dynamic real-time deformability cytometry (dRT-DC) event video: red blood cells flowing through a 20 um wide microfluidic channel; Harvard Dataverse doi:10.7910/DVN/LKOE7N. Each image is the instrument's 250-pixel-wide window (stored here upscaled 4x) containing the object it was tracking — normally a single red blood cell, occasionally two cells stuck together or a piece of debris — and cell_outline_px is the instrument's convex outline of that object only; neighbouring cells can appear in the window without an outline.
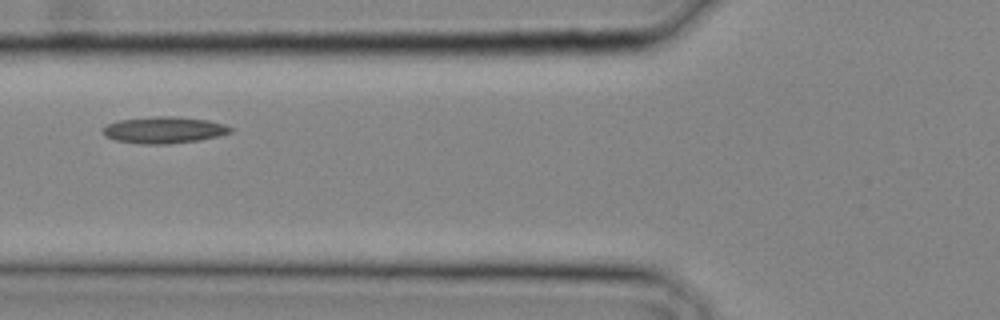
{"species": "common noctule bat (a hibernating species)", "species_latin": "Nyctalus noctula", "temperature_condition": "cold", "stored_images_in_passage": 13, "camera_frame_rate_fps": 3000, "um_per_image_px": 0.085, "animal": {"sex": "male", "body_mass_g": 20.4}, "frame": {"image": 1, "passage_image": 6, "time_ms": 1.667, "image_size_px": [1000, 320], "cell_outline_px": [[232, 132], [200, 140], [168, 144], [144, 144], [116, 140], [104, 136], [100, 132], [100, 128], [108, 124], [120, 120], [156, 116], [172, 116], [208, 120], [224, 124], [232, 128]], "centroid_in_image_um": [13.9, 11.05], "position_along_channel_um": 111.9, "area_um2": 19.77}}
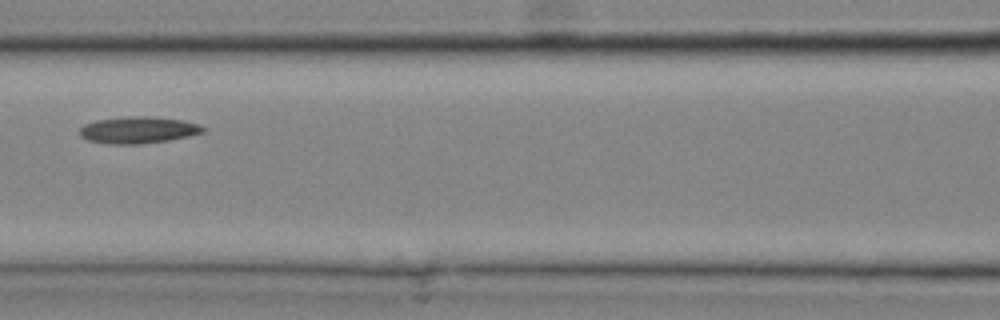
{"frame": {"image": 2, "passage_image": 8, "time_ms": 2.333, "image_size_px": [1000, 320], "cell_outline_px": [[204, 132], [188, 136], [168, 140], [140, 144], [104, 144], [88, 140], [80, 136], [80, 128], [84, 124], [96, 120], [124, 116], [148, 116], [184, 120], [200, 124], [204, 128]], "centroid_in_image_um": [11.72, 11.04], "position_along_channel_um": 154.9, "area_um2": 19.36}}
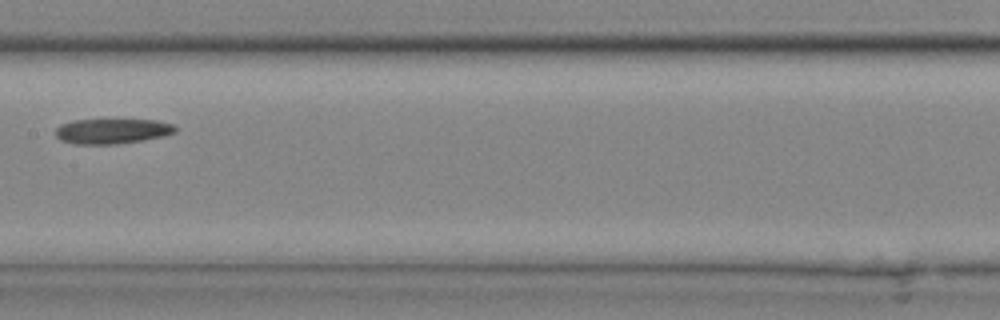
{"frame": {"image": 3, "passage_image": 10, "time_ms": 3.0, "image_size_px": [1000, 320], "cell_outline_px": [[176, 132], [164, 136], [144, 140], [116, 144], [76, 144], [60, 140], [56, 136], [56, 128], [60, 124], [76, 120], [156, 120], [172, 124], [176, 128]], "centroid_in_image_um": [9.53, 11.15], "position_along_channel_um": 197.9, "area_um2": 17.46}}